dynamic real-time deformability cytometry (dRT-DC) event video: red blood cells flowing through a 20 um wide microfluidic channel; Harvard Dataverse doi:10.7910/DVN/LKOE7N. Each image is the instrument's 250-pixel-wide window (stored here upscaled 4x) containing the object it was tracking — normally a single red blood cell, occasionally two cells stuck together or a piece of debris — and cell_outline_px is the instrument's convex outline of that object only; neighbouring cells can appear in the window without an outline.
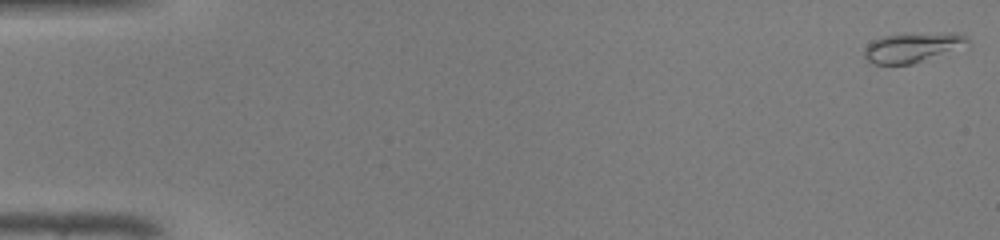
{"species": "common noctule bat (a hibernating species)", "species_latin": "Nyctalus noctula", "temperature_condition": "warm", "stored_images_in_passage": 47, "camera_frame_rate_fps": 3000, "um_per_image_px": 0.085, "animal": {"sex": "male", "body_mass_g": 19.0, "forearm_length_mm": 50.8}, "frame": {"image": 1, "passage_image": 1, "time_ms": 0.0, "image_size_px": [1000, 240], "cell_outline_px": [[972, 48], [912, 64], [872, 64], [864, 56], [864, 48], [872, 40], [884, 36], [944, 32], [956, 32], [964, 36], [972, 44]], "centroid_in_image_um": [77.73, 4.05], "position_along_channel_um": 7.3, "area_um2": 18.61}}
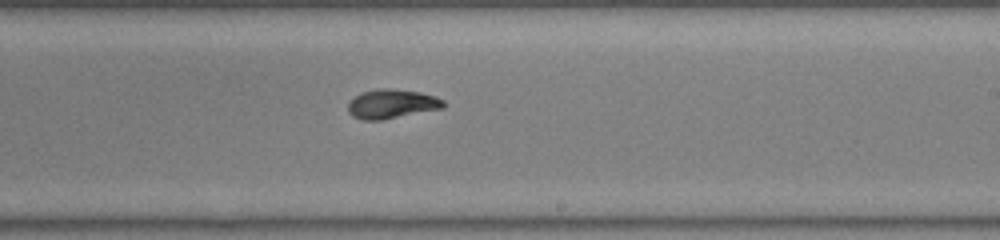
{"frame": {"image": 2, "passage_image": 29, "time_ms": 9.333, "image_size_px": [1000, 240], "cell_outline_px": [[444, 108], [380, 120], [364, 120], [352, 116], [348, 112], [348, 104], [360, 92], [376, 88], [392, 88], [420, 92], [436, 96], [444, 100]], "centroid_in_image_um": [33.3, 8.82], "position_along_channel_um": 255.7, "area_um2": 16.3}}
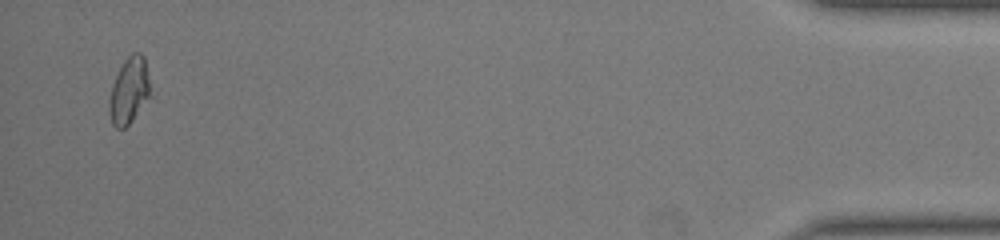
{"frame": {"image": 3, "passage_image": 46, "time_ms": 15.0, "image_size_px": [1000, 240], "cell_outline_px": [[148, 96], [132, 120], [124, 128], [116, 128], [112, 124], [108, 108], [108, 100], [112, 84], [124, 60], [132, 52], [140, 52], [144, 56], [148, 80]], "centroid_in_image_um": [10.92, 7.69], "position_along_channel_um": 424.3, "area_um2": 15.37}, "authors_computed_cell_mechanics": {"area_um2": 16.0106, "velocity_mm_per_s": 4.3611, "shape_relaxation_time_tau1_ms": 2.7001, "shape_relaxation_time_tau2_ms": 1.8108, "deformation_change_tau1": 0.1499, "deformation_change_tau2": 0.0532}}